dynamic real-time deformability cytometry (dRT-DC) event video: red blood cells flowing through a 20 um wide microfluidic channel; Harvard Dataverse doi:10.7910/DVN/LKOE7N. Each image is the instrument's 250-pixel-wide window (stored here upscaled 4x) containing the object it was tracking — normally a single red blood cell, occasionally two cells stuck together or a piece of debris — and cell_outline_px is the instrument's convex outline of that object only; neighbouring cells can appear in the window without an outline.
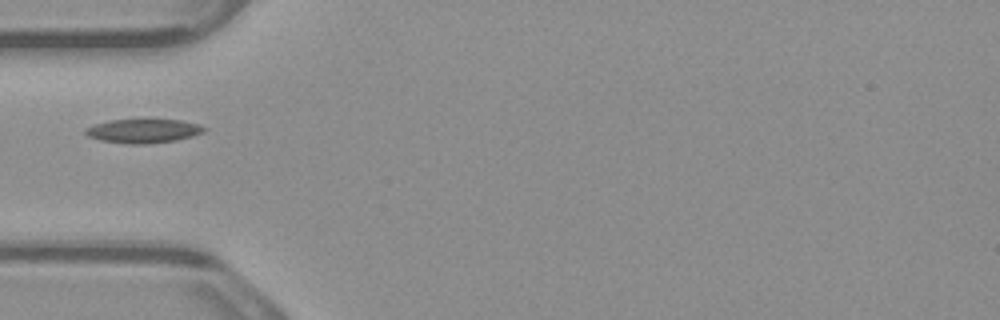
{"species": "common noctule bat (a hibernating species)", "species_latin": "Nyctalus noctula", "temperature_condition": "warm", "stored_images_in_passage": 1, "camera_frame_rate_fps": 3000, "um_per_image_px": 0.085, "animal": {"sex": "male", "body_mass_g": 23.1, "forearm_length_mm": 52.7}, "frame": {"image": 1, "passage_image": 1, "time_ms": 0.0, "image_size_px": [1000, 320], "cell_outline_px": [[208, 128], [204, 132], [192, 136], [176, 140], [144, 144], [128, 144], [100, 140], [88, 136], [84, 132], [84, 128], [96, 124], [112, 120], [180, 120], [200, 124]], "centroid_in_image_um": [12.2, 11.13], "position_along_channel_um": 72.8, "area_um2": 16.47}}